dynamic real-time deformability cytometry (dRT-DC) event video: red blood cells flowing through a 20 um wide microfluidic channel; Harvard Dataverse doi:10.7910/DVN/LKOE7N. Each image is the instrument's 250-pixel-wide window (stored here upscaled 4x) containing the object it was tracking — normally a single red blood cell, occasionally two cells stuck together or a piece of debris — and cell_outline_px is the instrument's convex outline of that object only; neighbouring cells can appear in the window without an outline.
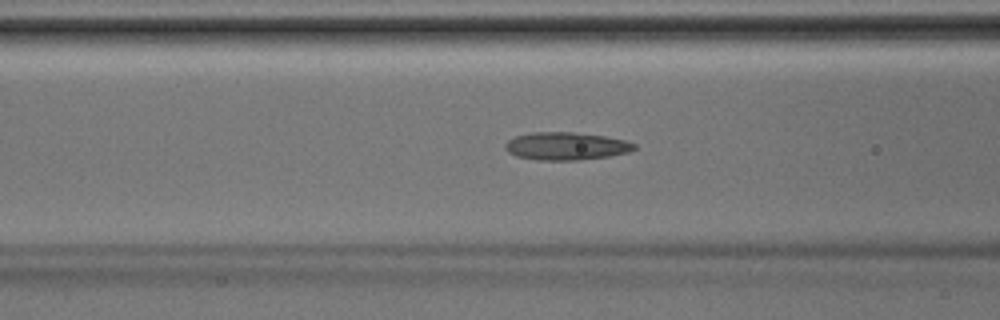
{"species": "Egyptian fruit bat (a non-hibernating species)", "species_latin": "Rousettus aegyptiacus", "temperature_condition": "room temperature", "stored_images_in_passage": 32, "camera_frame_rate_fps": 3000, "um_per_image_px": 0.085, "animal": {"sex": "male"}, "frame": {"image": 1, "passage_image": 7, "time_ms": 2.0, "image_size_px": [1000, 320], "cell_outline_px": [[636, 148], [628, 152], [608, 156], [580, 160], [536, 160], [516, 156], [508, 152], [504, 148], [504, 144], [508, 140], [516, 136], [532, 132], [572, 132], [604, 136], [624, 140], [636, 144]], "centroid_in_image_um": [48.08, 12.42], "position_along_channel_um": 118.5, "area_um2": 20.87}}
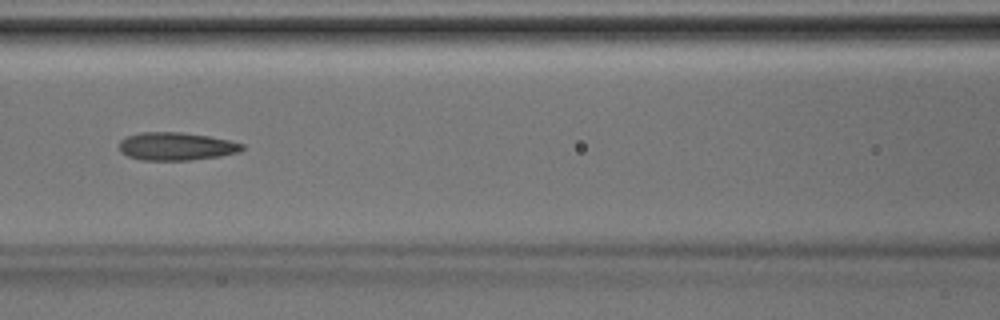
{"frame": {"image": 2, "passage_image": 9, "time_ms": 2.667, "image_size_px": [1000, 320], "cell_outline_px": [[244, 148], [240, 152], [220, 156], [188, 160], [140, 160], [128, 156], [120, 152], [120, 140], [128, 136], [140, 132], [180, 132], [208, 136], [228, 140], [244, 144]], "centroid_in_image_um": [14.97, 12.44], "position_along_channel_um": 151.6, "area_um2": 20.0}}
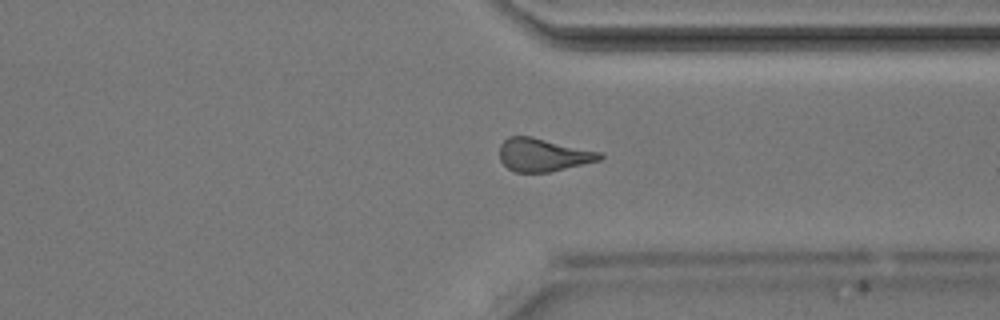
{"frame": {"image": 3, "passage_image": 22, "time_ms": 7.0, "image_size_px": [1000, 320], "cell_outline_px": [[604, 156], [600, 160], [548, 172], [516, 172], [508, 168], [500, 160], [500, 144], [508, 136], [532, 136], [604, 152]], "centroid_in_image_um": [46.19, 13.14], "position_along_channel_um": 365.2, "area_um2": 19.42}}